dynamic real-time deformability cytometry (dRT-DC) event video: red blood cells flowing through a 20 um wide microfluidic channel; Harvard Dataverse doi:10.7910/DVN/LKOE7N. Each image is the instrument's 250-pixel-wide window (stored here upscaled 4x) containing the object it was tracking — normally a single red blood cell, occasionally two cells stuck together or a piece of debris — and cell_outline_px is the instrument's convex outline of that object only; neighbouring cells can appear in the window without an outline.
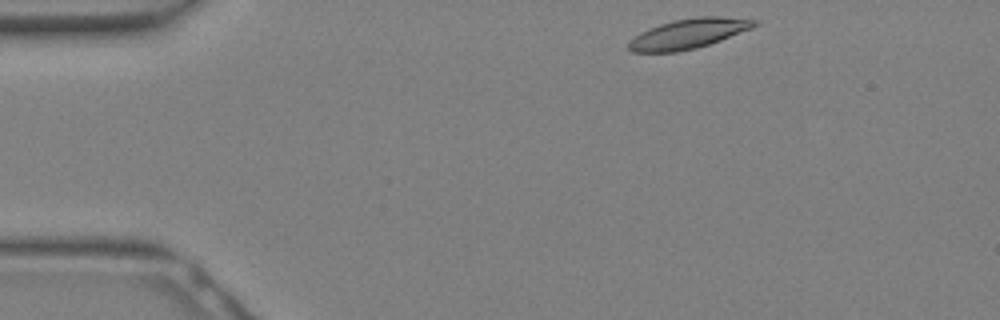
{"species": "Egyptian fruit bat (a non-hibernating species)", "species_latin": "Rousettus aegyptiacus", "temperature_condition": "warm", "stored_images_in_passage": 27, "camera_frame_rate_fps": 3000, "um_per_image_px": 0.085, "animal": {"sex": "female"}, "frame": {"image": 1, "passage_image": 1, "time_ms": 0.0, "image_size_px": [1000, 320], "cell_outline_px": [[756, 24], [752, 28], [720, 40], [696, 48], [676, 52], [632, 52], [628, 48], [628, 40], [640, 32], [648, 28], [672, 20], [696, 16], [720, 16], [756, 20]], "centroid_in_image_um": [58.46, 2.86], "position_along_channel_um": 26.5, "area_um2": 21.85}}
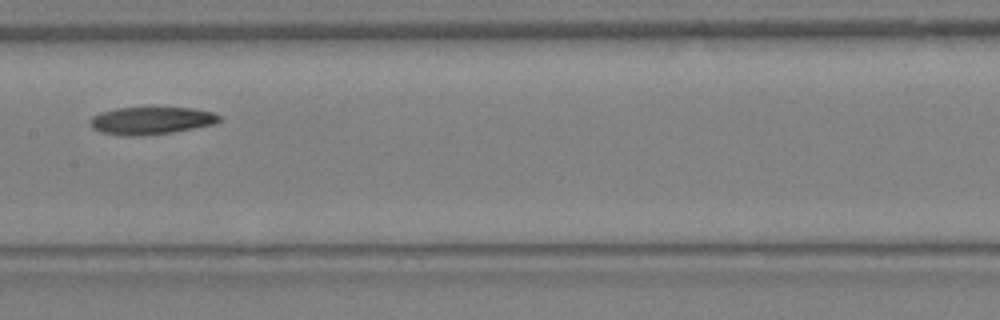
{"frame": {"image": 2, "passage_image": 12, "time_ms": 3.667, "image_size_px": [1000, 320], "cell_outline_px": [[220, 120], [216, 124], [172, 132], [144, 136], [124, 136], [100, 132], [92, 128], [88, 124], [88, 120], [92, 116], [100, 112], [116, 108], [152, 104], [196, 108], [212, 112], [220, 116]], "centroid_in_image_um": [12.83, 10.2], "position_along_channel_um": 194.6, "area_um2": 22.08}}
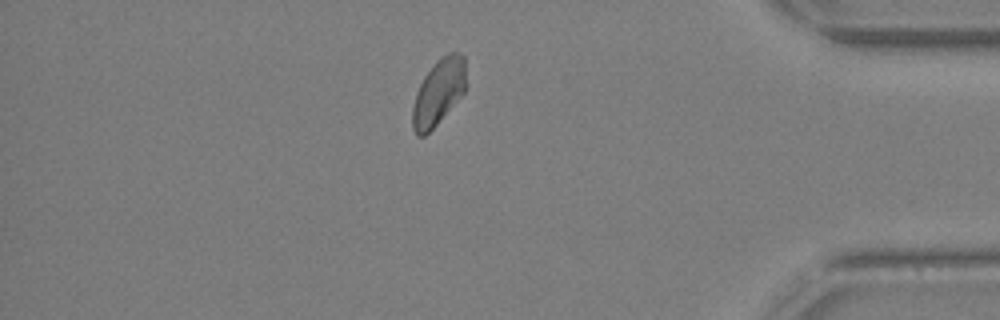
{"frame": {"image": 3, "passage_image": 23, "time_ms": 7.333, "image_size_px": [1000, 320], "cell_outline_px": [[468, 84], [464, 92], [436, 124], [424, 136], [416, 136], [412, 128], [412, 108], [416, 92], [424, 76], [436, 60], [440, 56], [448, 52], [460, 52], [464, 56]], "centroid_in_image_um": [37.29, 7.78], "position_along_channel_um": 397.9, "area_um2": 20.81}}